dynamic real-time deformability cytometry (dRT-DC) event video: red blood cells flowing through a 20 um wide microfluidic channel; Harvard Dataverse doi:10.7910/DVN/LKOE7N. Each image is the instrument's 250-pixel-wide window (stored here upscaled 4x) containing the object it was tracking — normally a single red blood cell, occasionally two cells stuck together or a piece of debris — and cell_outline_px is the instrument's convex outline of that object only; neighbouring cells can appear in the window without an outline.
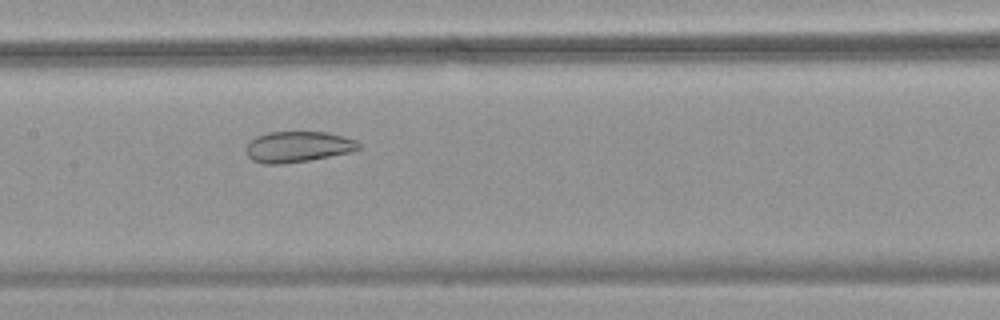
{"species": "common noctule bat (a hibernating species)", "species_latin": "Nyctalus noctula", "temperature_condition": "warm", "stored_images_in_passage": 55, "camera_frame_rate_fps": 3000, "um_per_image_px": 0.085, "animal": {"sex": "female", "body_mass_g": 18.4}, "frame": {"image": 1, "passage_image": 28, "time_ms": 9.0, "image_size_px": [1000, 320], "cell_outline_px": [[360, 148], [352, 152], [308, 160], [280, 164], [264, 164], [252, 160], [248, 156], [248, 144], [256, 136], [268, 132], [328, 132], [344, 136], [356, 140], [360, 144]], "centroid_in_image_um": [25.36, 12.47], "position_along_channel_um": 182.0, "area_um2": 20.11}}
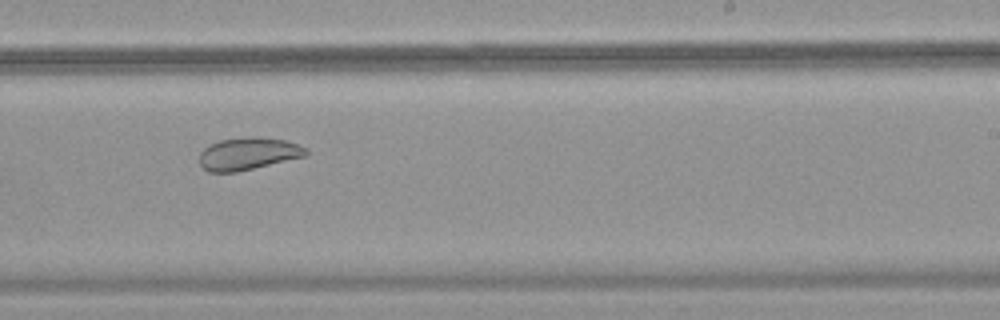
{"frame": {"image": 2, "passage_image": 35, "time_ms": 11.333, "image_size_px": [1000, 320], "cell_outline_px": [[308, 152], [304, 156], [236, 172], [208, 172], [200, 164], [200, 152], [208, 144], [220, 140], [248, 136], [252, 136], [284, 140], [308, 148]], "centroid_in_image_um": [21.05, 13.05], "position_along_channel_um": 267.9, "area_um2": 19.94}}
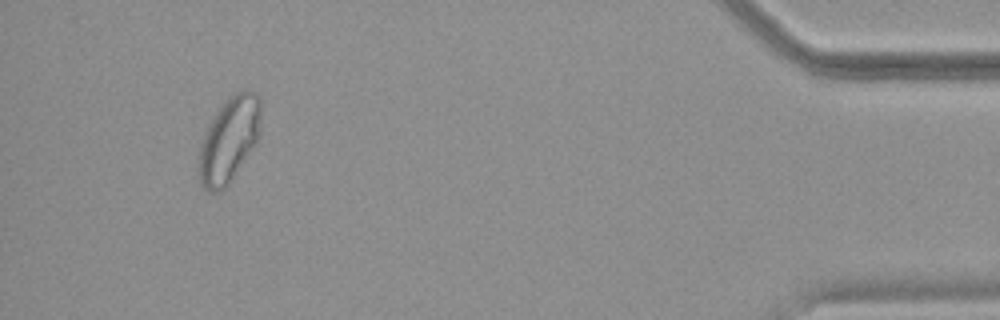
{"frame": {"image": 3, "passage_image": 52, "time_ms": 17.0, "image_size_px": [1000, 320], "cell_outline_px": [[260, 136], [256, 144], [232, 180], [220, 192], [208, 192], [200, 184], [196, 172], [196, 168], [200, 140], [204, 132], [220, 104], [228, 96], [236, 92], [252, 92], [260, 96]], "centroid_in_image_um": [19.42, 11.93], "position_along_channel_um": 415.8, "area_um2": 31.62}, "authors_computed_cell_mechanics": {"area_um2": 28.5532, "velocity_mm_per_s": 3.7046, "shape_relaxation_time_tau1_ms": null, "shape_relaxation_time_tau2_ms": 1.6665, "deformation_change_tau1": null, "deformation_change_tau2": 0.0677}}